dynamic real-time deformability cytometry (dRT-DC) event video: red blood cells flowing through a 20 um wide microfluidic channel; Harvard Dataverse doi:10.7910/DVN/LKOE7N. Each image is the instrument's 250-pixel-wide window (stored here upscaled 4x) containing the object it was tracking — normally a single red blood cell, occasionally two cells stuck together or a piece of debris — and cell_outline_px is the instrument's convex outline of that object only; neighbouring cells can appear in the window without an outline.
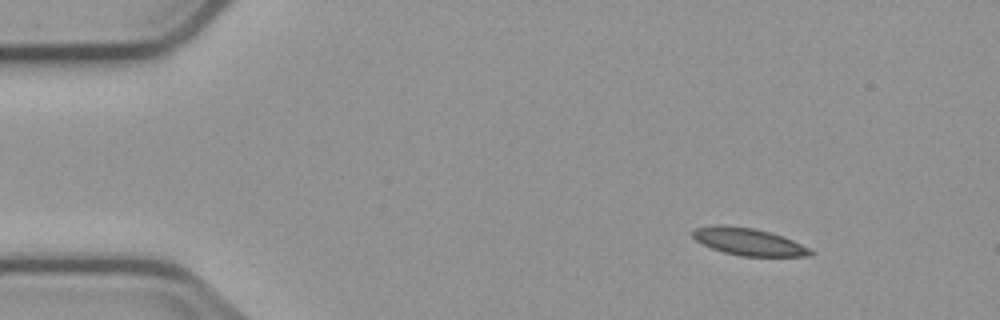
{"species": "common noctule bat (a hibernating species)", "species_latin": "Nyctalus noctula", "temperature_condition": "cold", "stored_images_in_passage": 7, "camera_frame_rate_fps": 3000, "um_per_image_px": 0.085, "animal": {"sex": "male", "body_mass_g": 23.1, "forearm_length_mm": 52.7}, "frame": {"image": 1, "passage_image": 1, "time_ms": 0.0, "image_size_px": [1000, 320], "cell_outline_px": [[812, 256], [740, 256], [724, 252], [712, 248], [696, 240], [692, 236], [692, 232], [696, 228], [716, 224], [724, 224], [752, 228], [784, 236], [808, 248], [812, 252]], "centroid_in_image_um": [63.6, 20.54], "position_along_channel_um": 21.4, "area_um2": 18.5}}
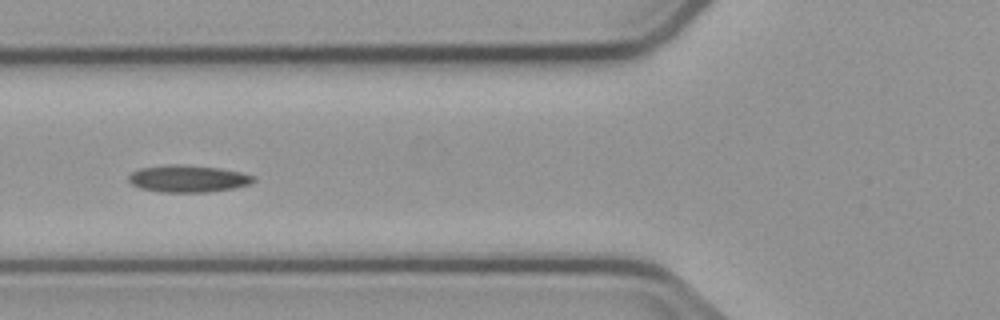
{"frame": {"image": 2, "passage_image": 5, "time_ms": 4.667, "image_size_px": [1000, 320], "cell_outline_px": [[256, 180], [248, 184], [232, 188], [208, 192], [160, 192], [140, 188], [132, 184], [128, 180], [128, 176], [132, 172], [140, 168], [172, 164], [180, 164], [220, 168], [240, 172], [256, 176]], "centroid_in_image_um": [15.97, 15.18], "position_along_channel_um": 109.8, "area_um2": 19.65}}
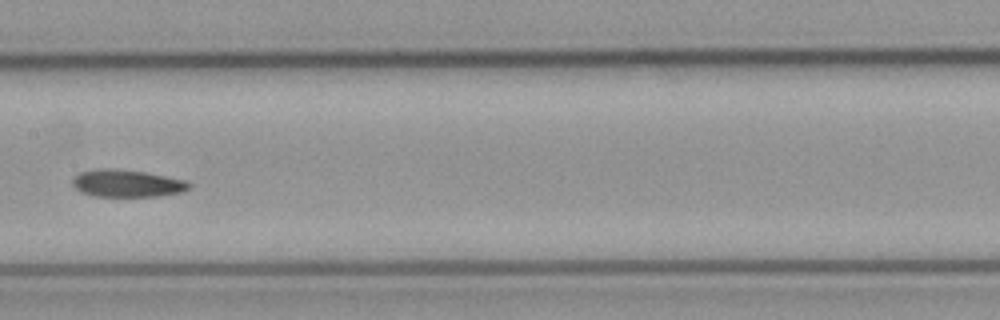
{"frame": {"image": 3, "passage_image": 7, "time_ms": 7.0, "image_size_px": [1000, 320], "cell_outline_px": [[192, 188], [184, 192], [160, 196], [92, 196], [80, 192], [72, 184], [72, 180], [80, 172], [104, 168], [112, 168], [144, 172], [188, 180], [192, 184]], "centroid_in_image_um": [10.86, 15.59], "position_along_channel_um": 196.5, "area_um2": 18.73}}